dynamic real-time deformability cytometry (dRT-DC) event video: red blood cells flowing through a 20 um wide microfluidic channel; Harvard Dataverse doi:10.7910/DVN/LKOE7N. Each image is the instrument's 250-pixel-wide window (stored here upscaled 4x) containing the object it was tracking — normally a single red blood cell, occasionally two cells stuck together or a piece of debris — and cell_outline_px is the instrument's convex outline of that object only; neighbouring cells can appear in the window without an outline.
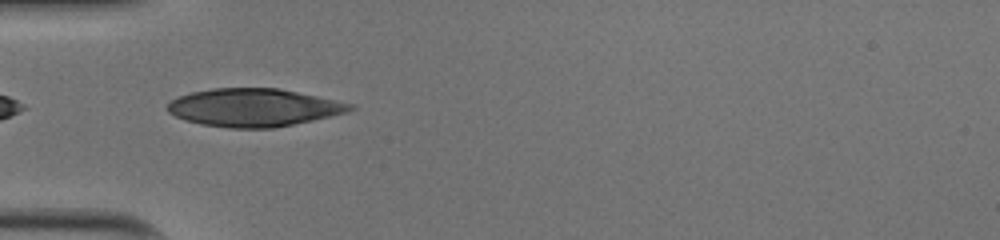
{"species": "human", "species_latin": "Homo sapiens", "temperature_condition": "cold", "stored_images_in_passage": 22, "camera_frame_rate_fps": 3000, "um_per_image_px": 0.085, "donor": {"sex": "male"}, "frame": {"image": 1, "passage_image": 1, "time_ms": 0.0, "image_size_px": [1000, 240], "cell_outline_px": [[356, 108], [348, 112], [312, 120], [272, 128], [228, 128], [200, 124], [184, 120], [168, 112], [164, 108], [172, 100], [180, 96], [192, 92], [212, 88], [280, 88], [356, 104]], "centroid_in_image_um": [21.57, 9.14], "position_along_channel_um": 63.4, "area_um2": 40.46}}
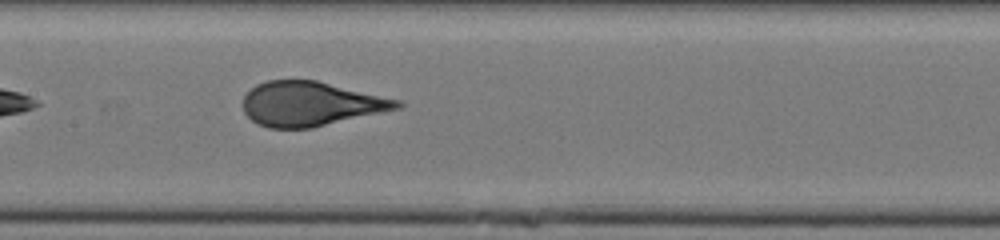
{"frame": {"image": 2, "passage_image": 10, "time_ms": 3.0, "image_size_px": [1000, 240], "cell_outline_px": [[404, 104], [400, 108], [312, 128], [268, 128], [256, 124], [244, 112], [244, 96], [256, 84], [268, 80], [316, 80], [404, 100]], "centroid_in_image_um": [26.45, 8.82], "position_along_channel_um": 181.0, "area_um2": 40.06}}
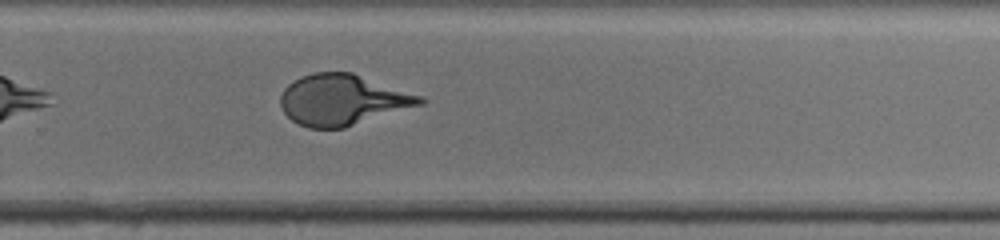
{"frame": {"image": 3, "passage_image": 19, "time_ms": 6.0, "image_size_px": [1000, 240], "cell_outline_px": [[428, 100], [424, 104], [344, 128], [308, 128], [292, 120], [284, 112], [280, 104], [280, 96], [284, 88], [292, 80], [300, 76], [312, 72], [352, 72], [424, 96]], "centroid_in_image_um": [29.14, 8.47], "position_along_channel_um": 300.7, "area_um2": 41.67}}